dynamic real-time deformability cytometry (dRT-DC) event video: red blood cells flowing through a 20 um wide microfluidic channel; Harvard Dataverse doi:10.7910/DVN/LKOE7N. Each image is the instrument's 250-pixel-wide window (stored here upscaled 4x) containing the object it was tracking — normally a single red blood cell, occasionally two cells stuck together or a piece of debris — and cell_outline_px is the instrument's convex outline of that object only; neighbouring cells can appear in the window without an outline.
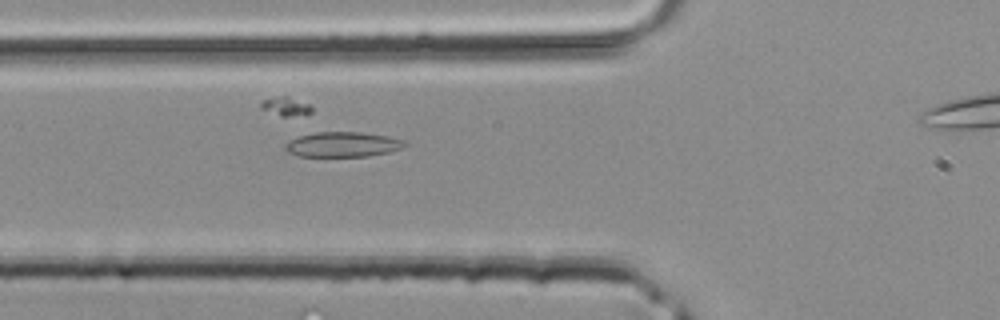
{"species": "common noctule bat (a hibernating species)", "species_latin": "Nyctalus noctula", "temperature_condition": "room temperature", "stored_images_in_passage": 31, "camera_frame_rate_fps": 3000, "um_per_image_px": 0.085, "animal": {"sex": "male", "body_mass_g": 20.4}, "frame": {"image": 1, "passage_image": 10, "time_ms": 3.0, "image_size_px": [1000, 320], "cell_outline_px": [[408, 144], [400, 148], [388, 152], [368, 156], [296, 156], [288, 152], [284, 148], [284, 144], [288, 140], [296, 136], [316, 132], [360, 132], [388, 136], [404, 140]], "centroid_in_image_um": [29.07, 12.27], "position_along_channel_um": 96.7, "area_um2": 17.51}}
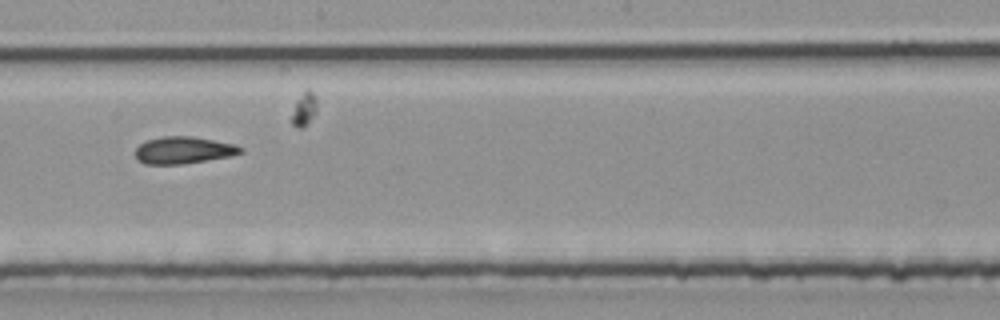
{"frame": {"image": 2, "passage_image": 18, "time_ms": 5.667, "image_size_px": [1000, 320], "cell_outline_px": [[244, 152], [232, 156], [184, 164], [144, 164], [136, 156], [136, 148], [140, 144], [148, 140], [160, 136], [192, 136], [232, 144], [244, 148]], "centroid_in_image_um": [15.62, 12.77], "position_along_channel_um": 232.6, "area_um2": 16.53}}